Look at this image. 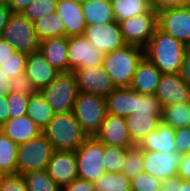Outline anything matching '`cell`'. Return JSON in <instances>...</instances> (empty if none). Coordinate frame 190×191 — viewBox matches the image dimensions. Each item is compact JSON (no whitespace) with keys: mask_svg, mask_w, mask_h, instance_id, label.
Instances as JSON below:
<instances>
[{"mask_svg":"<svg viewBox=\"0 0 190 191\" xmlns=\"http://www.w3.org/2000/svg\"><path fill=\"white\" fill-rule=\"evenodd\" d=\"M177 176L184 181H190V152L183 155L178 167Z\"/></svg>","mask_w":190,"mask_h":191,"instance_id":"cell-46","label":"cell"},{"mask_svg":"<svg viewBox=\"0 0 190 191\" xmlns=\"http://www.w3.org/2000/svg\"><path fill=\"white\" fill-rule=\"evenodd\" d=\"M74 75L79 92L90 93L106 98L116 89L109 74L103 66L75 69Z\"/></svg>","mask_w":190,"mask_h":191,"instance_id":"cell-12","label":"cell"},{"mask_svg":"<svg viewBox=\"0 0 190 191\" xmlns=\"http://www.w3.org/2000/svg\"><path fill=\"white\" fill-rule=\"evenodd\" d=\"M127 148L103 144V163L107 173L121 172Z\"/></svg>","mask_w":190,"mask_h":191,"instance_id":"cell-34","label":"cell"},{"mask_svg":"<svg viewBox=\"0 0 190 191\" xmlns=\"http://www.w3.org/2000/svg\"><path fill=\"white\" fill-rule=\"evenodd\" d=\"M58 0H34L32 1L23 14L31 23L56 12Z\"/></svg>","mask_w":190,"mask_h":191,"instance_id":"cell-35","label":"cell"},{"mask_svg":"<svg viewBox=\"0 0 190 191\" xmlns=\"http://www.w3.org/2000/svg\"><path fill=\"white\" fill-rule=\"evenodd\" d=\"M187 127L190 128V110H189V119H188V122H187Z\"/></svg>","mask_w":190,"mask_h":191,"instance_id":"cell-57","label":"cell"},{"mask_svg":"<svg viewBox=\"0 0 190 191\" xmlns=\"http://www.w3.org/2000/svg\"><path fill=\"white\" fill-rule=\"evenodd\" d=\"M109 115L128 117L135 113V91L131 88H116L106 97Z\"/></svg>","mask_w":190,"mask_h":191,"instance_id":"cell-25","label":"cell"},{"mask_svg":"<svg viewBox=\"0 0 190 191\" xmlns=\"http://www.w3.org/2000/svg\"><path fill=\"white\" fill-rule=\"evenodd\" d=\"M78 178L94 183L107 173L103 163V143L88 137L75 151Z\"/></svg>","mask_w":190,"mask_h":191,"instance_id":"cell-8","label":"cell"},{"mask_svg":"<svg viewBox=\"0 0 190 191\" xmlns=\"http://www.w3.org/2000/svg\"><path fill=\"white\" fill-rule=\"evenodd\" d=\"M94 184L81 178H76L68 185L61 188V191H94Z\"/></svg>","mask_w":190,"mask_h":191,"instance_id":"cell-45","label":"cell"},{"mask_svg":"<svg viewBox=\"0 0 190 191\" xmlns=\"http://www.w3.org/2000/svg\"><path fill=\"white\" fill-rule=\"evenodd\" d=\"M161 189L163 191H180V178L176 175L162 180Z\"/></svg>","mask_w":190,"mask_h":191,"instance_id":"cell-49","label":"cell"},{"mask_svg":"<svg viewBox=\"0 0 190 191\" xmlns=\"http://www.w3.org/2000/svg\"><path fill=\"white\" fill-rule=\"evenodd\" d=\"M29 97L30 96L12 92L7 95L9 118H16L26 115Z\"/></svg>","mask_w":190,"mask_h":191,"instance_id":"cell-40","label":"cell"},{"mask_svg":"<svg viewBox=\"0 0 190 191\" xmlns=\"http://www.w3.org/2000/svg\"><path fill=\"white\" fill-rule=\"evenodd\" d=\"M180 191H190V181H184L180 178Z\"/></svg>","mask_w":190,"mask_h":191,"instance_id":"cell-54","label":"cell"},{"mask_svg":"<svg viewBox=\"0 0 190 191\" xmlns=\"http://www.w3.org/2000/svg\"><path fill=\"white\" fill-rule=\"evenodd\" d=\"M110 2L117 22L148 13L152 9L150 0H110Z\"/></svg>","mask_w":190,"mask_h":191,"instance_id":"cell-27","label":"cell"},{"mask_svg":"<svg viewBox=\"0 0 190 191\" xmlns=\"http://www.w3.org/2000/svg\"><path fill=\"white\" fill-rule=\"evenodd\" d=\"M0 37L12 45L15 51L28 55L39 50L40 41L37 38L33 23L21 13L10 15Z\"/></svg>","mask_w":190,"mask_h":191,"instance_id":"cell-7","label":"cell"},{"mask_svg":"<svg viewBox=\"0 0 190 191\" xmlns=\"http://www.w3.org/2000/svg\"><path fill=\"white\" fill-rule=\"evenodd\" d=\"M42 134L55 150L60 151L75 152L88 138L72 111L55 114Z\"/></svg>","mask_w":190,"mask_h":191,"instance_id":"cell-2","label":"cell"},{"mask_svg":"<svg viewBox=\"0 0 190 191\" xmlns=\"http://www.w3.org/2000/svg\"><path fill=\"white\" fill-rule=\"evenodd\" d=\"M26 115L31 118L42 131L54 117L55 113L38 91L29 97Z\"/></svg>","mask_w":190,"mask_h":191,"instance_id":"cell-28","label":"cell"},{"mask_svg":"<svg viewBox=\"0 0 190 191\" xmlns=\"http://www.w3.org/2000/svg\"><path fill=\"white\" fill-rule=\"evenodd\" d=\"M93 184L96 191H131L130 179L122 172L106 173Z\"/></svg>","mask_w":190,"mask_h":191,"instance_id":"cell-33","label":"cell"},{"mask_svg":"<svg viewBox=\"0 0 190 191\" xmlns=\"http://www.w3.org/2000/svg\"><path fill=\"white\" fill-rule=\"evenodd\" d=\"M14 51L15 48L0 37V66L12 55Z\"/></svg>","mask_w":190,"mask_h":191,"instance_id":"cell-48","label":"cell"},{"mask_svg":"<svg viewBox=\"0 0 190 191\" xmlns=\"http://www.w3.org/2000/svg\"><path fill=\"white\" fill-rule=\"evenodd\" d=\"M175 152L182 155L190 152V128L180 127L175 129Z\"/></svg>","mask_w":190,"mask_h":191,"instance_id":"cell-43","label":"cell"},{"mask_svg":"<svg viewBox=\"0 0 190 191\" xmlns=\"http://www.w3.org/2000/svg\"><path fill=\"white\" fill-rule=\"evenodd\" d=\"M54 151L42 133L28 142L18 144L17 173L23 175L33 170H46Z\"/></svg>","mask_w":190,"mask_h":191,"instance_id":"cell-6","label":"cell"},{"mask_svg":"<svg viewBox=\"0 0 190 191\" xmlns=\"http://www.w3.org/2000/svg\"><path fill=\"white\" fill-rule=\"evenodd\" d=\"M18 144L0 131V171L4 175L17 173Z\"/></svg>","mask_w":190,"mask_h":191,"instance_id":"cell-30","label":"cell"},{"mask_svg":"<svg viewBox=\"0 0 190 191\" xmlns=\"http://www.w3.org/2000/svg\"><path fill=\"white\" fill-rule=\"evenodd\" d=\"M126 126L132 142L137 145L140 140L156 129L162 122L160 116H154L152 113L135 112L125 117Z\"/></svg>","mask_w":190,"mask_h":191,"instance_id":"cell-24","label":"cell"},{"mask_svg":"<svg viewBox=\"0 0 190 191\" xmlns=\"http://www.w3.org/2000/svg\"><path fill=\"white\" fill-rule=\"evenodd\" d=\"M28 191H61L46 170H33L22 175Z\"/></svg>","mask_w":190,"mask_h":191,"instance_id":"cell-32","label":"cell"},{"mask_svg":"<svg viewBox=\"0 0 190 191\" xmlns=\"http://www.w3.org/2000/svg\"><path fill=\"white\" fill-rule=\"evenodd\" d=\"M83 36L93 48L98 47L103 54L113 52L124 45L119 22L86 25Z\"/></svg>","mask_w":190,"mask_h":191,"instance_id":"cell-13","label":"cell"},{"mask_svg":"<svg viewBox=\"0 0 190 191\" xmlns=\"http://www.w3.org/2000/svg\"><path fill=\"white\" fill-rule=\"evenodd\" d=\"M0 191H28L26 182L21 174L3 175Z\"/></svg>","mask_w":190,"mask_h":191,"instance_id":"cell-42","label":"cell"},{"mask_svg":"<svg viewBox=\"0 0 190 191\" xmlns=\"http://www.w3.org/2000/svg\"><path fill=\"white\" fill-rule=\"evenodd\" d=\"M86 25L115 21L110 0H88L81 4Z\"/></svg>","mask_w":190,"mask_h":191,"instance_id":"cell-26","label":"cell"},{"mask_svg":"<svg viewBox=\"0 0 190 191\" xmlns=\"http://www.w3.org/2000/svg\"><path fill=\"white\" fill-rule=\"evenodd\" d=\"M190 103H177L163 107L162 122L173 129L186 127L189 119Z\"/></svg>","mask_w":190,"mask_h":191,"instance_id":"cell-31","label":"cell"},{"mask_svg":"<svg viewBox=\"0 0 190 191\" xmlns=\"http://www.w3.org/2000/svg\"><path fill=\"white\" fill-rule=\"evenodd\" d=\"M155 96L162 108L171 104L190 103V88L179 73L162 74Z\"/></svg>","mask_w":190,"mask_h":191,"instance_id":"cell-15","label":"cell"},{"mask_svg":"<svg viewBox=\"0 0 190 191\" xmlns=\"http://www.w3.org/2000/svg\"><path fill=\"white\" fill-rule=\"evenodd\" d=\"M39 92L51 106L55 114L71 112L79 94L73 71L61 72Z\"/></svg>","mask_w":190,"mask_h":191,"instance_id":"cell-5","label":"cell"},{"mask_svg":"<svg viewBox=\"0 0 190 191\" xmlns=\"http://www.w3.org/2000/svg\"><path fill=\"white\" fill-rule=\"evenodd\" d=\"M162 181L154 178L145 171L139 172L130 179L131 191H158L161 189Z\"/></svg>","mask_w":190,"mask_h":191,"instance_id":"cell-39","label":"cell"},{"mask_svg":"<svg viewBox=\"0 0 190 191\" xmlns=\"http://www.w3.org/2000/svg\"><path fill=\"white\" fill-rule=\"evenodd\" d=\"M12 11L6 4L0 3V35L6 27Z\"/></svg>","mask_w":190,"mask_h":191,"instance_id":"cell-51","label":"cell"},{"mask_svg":"<svg viewBox=\"0 0 190 191\" xmlns=\"http://www.w3.org/2000/svg\"><path fill=\"white\" fill-rule=\"evenodd\" d=\"M161 77L159 69L143 56L137 65L130 88L140 94L155 95Z\"/></svg>","mask_w":190,"mask_h":191,"instance_id":"cell-19","label":"cell"},{"mask_svg":"<svg viewBox=\"0 0 190 191\" xmlns=\"http://www.w3.org/2000/svg\"><path fill=\"white\" fill-rule=\"evenodd\" d=\"M69 72L78 68L102 66L104 55L100 48L91 46L89 40L82 36L68 37Z\"/></svg>","mask_w":190,"mask_h":191,"instance_id":"cell-11","label":"cell"},{"mask_svg":"<svg viewBox=\"0 0 190 191\" xmlns=\"http://www.w3.org/2000/svg\"><path fill=\"white\" fill-rule=\"evenodd\" d=\"M189 48L157 28L144 48L146 56L162 74L180 73L183 57Z\"/></svg>","mask_w":190,"mask_h":191,"instance_id":"cell-1","label":"cell"},{"mask_svg":"<svg viewBox=\"0 0 190 191\" xmlns=\"http://www.w3.org/2000/svg\"><path fill=\"white\" fill-rule=\"evenodd\" d=\"M10 0H0V3L8 5Z\"/></svg>","mask_w":190,"mask_h":191,"instance_id":"cell-55","label":"cell"},{"mask_svg":"<svg viewBox=\"0 0 190 191\" xmlns=\"http://www.w3.org/2000/svg\"><path fill=\"white\" fill-rule=\"evenodd\" d=\"M59 73L49 64L40 50L27 55L25 74L38 91L49 85Z\"/></svg>","mask_w":190,"mask_h":191,"instance_id":"cell-18","label":"cell"},{"mask_svg":"<svg viewBox=\"0 0 190 191\" xmlns=\"http://www.w3.org/2000/svg\"><path fill=\"white\" fill-rule=\"evenodd\" d=\"M56 13L62 18L65 37L82 36L86 27L81 3L74 0H58Z\"/></svg>","mask_w":190,"mask_h":191,"instance_id":"cell-20","label":"cell"},{"mask_svg":"<svg viewBox=\"0 0 190 191\" xmlns=\"http://www.w3.org/2000/svg\"><path fill=\"white\" fill-rule=\"evenodd\" d=\"M10 78H8L5 73L0 68V95L7 96L10 91Z\"/></svg>","mask_w":190,"mask_h":191,"instance_id":"cell-53","label":"cell"},{"mask_svg":"<svg viewBox=\"0 0 190 191\" xmlns=\"http://www.w3.org/2000/svg\"><path fill=\"white\" fill-rule=\"evenodd\" d=\"M162 106L155 95L140 94L135 92V112L152 113L162 118Z\"/></svg>","mask_w":190,"mask_h":191,"instance_id":"cell-38","label":"cell"},{"mask_svg":"<svg viewBox=\"0 0 190 191\" xmlns=\"http://www.w3.org/2000/svg\"><path fill=\"white\" fill-rule=\"evenodd\" d=\"M183 155L143 150L144 171L156 179L164 180L177 175Z\"/></svg>","mask_w":190,"mask_h":191,"instance_id":"cell-14","label":"cell"},{"mask_svg":"<svg viewBox=\"0 0 190 191\" xmlns=\"http://www.w3.org/2000/svg\"><path fill=\"white\" fill-rule=\"evenodd\" d=\"M8 112L7 96L0 95V126H2L9 119Z\"/></svg>","mask_w":190,"mask_h":191,"instance_id":"cell-52","label":"cell"},{"mask_svg":"<svg viewBox=\"0 0 190 191\" xmlns=\"http://www.w3.org/2000/svg\"><path fill=\"white\" fill-rule=\"evenodd\" d=\"M143 56V48L126 44L105 54L102 66L116 88H130L137 65Z\"/></svg>","mask_w":190,"mask_h":191,"instance_id":"cell-3","label":"cell"},{"mask_svg":"<svg viewBox=\"0 0 190 191\" xmlns=\"http://www.w3.org/2000/svg\"><path fill=\"white\" fill-rule=\"evenodd\" d=\"M72 113L79 122L82 131L88 137H94L108 116L106 98L79 92Z\"/></svg>","mask_w":190,"mask_h":191,"instance_id":"cell-4","label":"cell"},{"mask_svg":"<svg viewBox=\"0 0 190 191\" xmlns=\"http://www.w3.org/2000/svg\"><path fill=\"white\" fill-rule=\"evenodd\" d=\"M124 43L145 48L158 28V14L153 8L145 14L119 22Z\"/></svg>","mask_w":190,"mask_h":191,"instance_id":"cell-9","label":"cell"},{"mask_svg":"<svg viewBox=\"0 0 190 191\" xmlns=\"http://www.w3.org/2000/svg\"><path fill=\"white\" fill-rule=\"evenodd\" d=\"M144 171L143 150L137 145L127 148L126 157L122 173L129 179H132L139 172Z\"/></svg>","mask_w":190,"mask_h":191,"instance_id":"cell-36","label":"cell"},{"mask_svg":"<svg viewBox=\"0 0 190 191\" xmlns=\"http://www.w3.org/2000/svg\"><path fill=\"white\" fill-rule=\"evenodd\" d=\"M94 137L104 145L123 148L135 146L129 136L125 117L121 116L108 114L99 132Z\"/></svg>","mask_w":190,"mask_h":191,"instance_id":"cell-17","label":"cell"},{"mask_svg":"<svg viewBox=\"0 0 190 191\" xmlns=\"http://www.w3.org/2000/svg\"><path fill=\"white\" fill-rule=\"evenodd\" d=\"M39 50L56 70L69 72L68 37L47 38L40 41Z\"/></svg>","mask_w":190,"mask_h":191,"instance_id":"cell-22","label":"cell"},{"mask_svg":"<svg viewBox=\"0 0 190 191\" xmlns=\"http://www.w3.org/2000/svg\"><path fill=\"white\" fill-rule=\"evenodd\" d=\"M3 175H4V174L0 171V182H1V180H2Z\"/></svg>","mask_w":190,"mask_h":191,"instance_id":"cell-58","label":"cell"},{"mask_svg":"<svg viewBox=\"0 0 190 191\" xmlns=\"http://www.w3.org/2000/svg\"><path fill=\"white\" fill-rule=\"evenodd\" d=\"M46 171L52 180L62 188L78 178L76 153L55 150Z\"/></svg>","mask_w":190,"mask_h":191,"instance_id":"cell-16","label":"cell"},{"mask_svg":"<svg viewBox=\"0 0 190 191\" xmlns=\"http://www.w3.org/2000/svg\"><path fill=\"white\" fill-rule=\"evenodd\" d=\"M74 1H76V2H78V3H84V2H86V1H88V0H74Z\"/></svg>","mask_w":190,"mask_h":191,"instance_id":"cell-56","label":"cell"},{"mask_svg":"<svg viewBox=\"0 0 190 191\" xmlns=\"http://www.w3.org/2000/svg\"><path fill=\"white\" fill-rule=\"evenodd\" d=\"M10 91L12 93L23 94L25 96H31L38 92L36 87L31 83L26 74L19 75L10 79Z\"/></svg>","mask_w":190,"mask_h":191,"instance_id":"cell-41","label":"cell"},{"mask_svg":"<svg viewBox=\"0 0 190 191\" xmlns=\"http://www.w3.org/2000/svg\"><path fill=\"white\" fill-rule=\"evenodd\" d=\"M158 28L190 48V5L157 12Z\"/></svg>","mask_w":190,"mask_h":191,"instance_id":"cell-10","label":"cell"},{"mask_svg":"<svg viewBox=\"0 0 190 191\" xmlns=\"http://www.w3.org/2000/svg\"><path fill=\"white\" fill-rule=\"evenodd\" d=\"M151 7L155 11L168 8L186 7L190 5V0H150Z\"/></svg>","mask_w":190,"mask_h":191,"instance_id":"cell-44","label":"cell"},{"mask_svg":"<svg viewBox=\"0 0 190 191\" xmlns=\"http://www.w3.org/2000/svg\"><path fill=\"white\" fill-rule=\"evenodd\" d=\"M33 26L39 41L47 38L65 37L63 20L56 12L35 21Z\"/></svg>","mask_w":190,"mask_h":191,"instance_id":"cell-29","label":"cell"},{"mask_svg":"<svg viewBox=\"0 0 190 191\" xmlns=\"http://www.w3.org/2000/svg\"><path fill=\"white\" fill-rule=\"evenodd\" d=\"M27 54L14 51L12 55L0 66L5 75L12 79L25 73Z\"/></svg>","mask_w":190,"mask_h":191,"instance_id":"cell-37","label":"cell"},{"mask_svg":"<svg viewBox=\"0 0 190 191\" xmlns=\"http://www.w3.org/2000/svg\"><path fill=\"white\" fill-rule=\"evenodd\" d=\"M179 74L181 79L190 88V48L186 51L183 57L182 66Z\"/></svg>","mask_w":190,"mask_h":191,"instance_id":"cell-47","label":"cell"},{"mask_svg":"<svg viewBox=\"0 0 190 191\" xmlns=\"http://www.w3.org/2000/svg\"><path fill=\"white\" fill-rule=\"evenodd\" d=\"M175 129L161 122L151 133L137 144L142 150L173 153L175 152Z\"/></svg>","mask_w":190,"mask_h":191,"instance_id":"cell-23","label":"cell"},{"mask_svg":"<svg viewBox=\"0 0 190 191\" xmlns=\"http://www.w3.org/2000/svg\"><path fill=\"white\" fill-rule=\"evenodd\" d=\"M0 131L14 143L21 144L39 136L42 131L27 115L9 118Z\"/></svg>","mask_w":190,"mask_h":191,"instance_id":"cell-21","label":"cell"},{"mask_svg":"<svg viewBox=\"0 0 190 191\" xmlns=\"http://www.w3.org/2000/svg\"><path fill=\"white\" fill-rule=\"evenodd\" d=\"M32 1L34 0H10L7 6L12 13H22Z\"/></svg>","mask_w":190,"mask_h":191,"instance_id":"cell-50","label":"cell"}]
</instances>
